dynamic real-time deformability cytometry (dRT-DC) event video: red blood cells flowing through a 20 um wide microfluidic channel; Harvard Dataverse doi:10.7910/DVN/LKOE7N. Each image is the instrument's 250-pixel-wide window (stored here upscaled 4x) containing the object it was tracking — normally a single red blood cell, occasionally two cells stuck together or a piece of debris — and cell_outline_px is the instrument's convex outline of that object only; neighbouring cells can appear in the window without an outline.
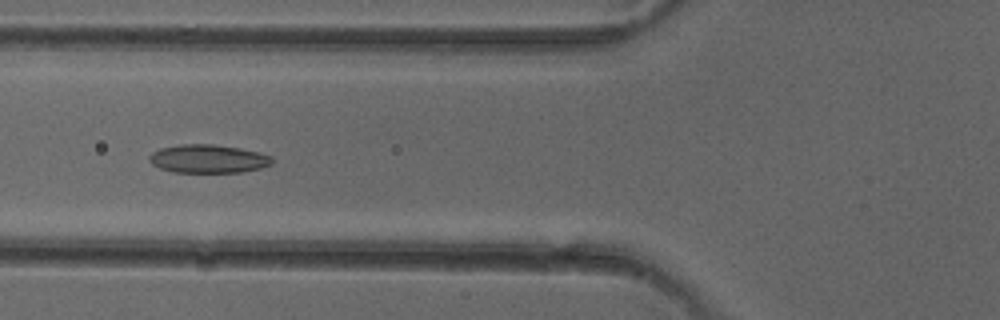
{"species": "common noctule bat (a hibernating species)", "species_latin": "Nyctalus noctula", "temperature_condition": "cold", "stored_images_in_passage": 5, "camera_frame_rate_fps": 3000, "um_per_image_px": 0.085, "animal": {"sex": "female"}, "frame": {"image": 1, "passage_image": 5, "time_ms": 5.333, "image_size_px": [1000, 320], "cell_outline_px": [[272, 164], [260, 168], [244, 172], [172, 172], [160, 168], [152, 164], [148, 160], [148, 156], [152, 152], [160, 148], [180, 144], [212, 144], [240, 148], [272, 156]], "centroid_in_image_um": [17.66, 13.5], "position_along_channel_um": 108.1, "area_um2": 20.35}}